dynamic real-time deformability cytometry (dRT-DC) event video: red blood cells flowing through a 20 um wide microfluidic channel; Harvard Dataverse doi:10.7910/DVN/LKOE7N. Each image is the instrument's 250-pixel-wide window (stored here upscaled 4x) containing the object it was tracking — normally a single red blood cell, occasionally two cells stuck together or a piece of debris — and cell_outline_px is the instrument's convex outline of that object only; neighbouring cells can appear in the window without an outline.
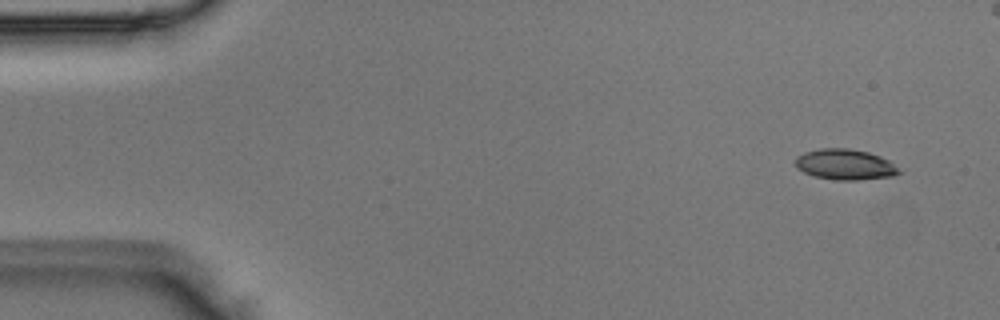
{"species": "Egyptian fruit bat (a non-hibernating species)", "species_latin": "Rousettus aegyptiacus", "temperature_condition": "room temperature", "stored_images_in_passage": 5, "camera_frame_rate_fps": 3000, "um_per_image_px": 0.085, "animal": {"sex": "male"}, "frame": {"image": 1, "passage_image": 2, "time_ms": 0.333, "image_size_px": [1000, 320], "cell_outline_px": [[900, 172], [892, 176], [856, 180], [836, 180], [816, 176], [804, 172], [796, 168], [796, 156], [804, 152], [820, 148], [848, 148], [868, 152], [880, 156], [888, 160]], "centroid_in_image_um": [71.78, 13.97], "position_along_channel_um": 13.2, "area_um2": 18.26}}